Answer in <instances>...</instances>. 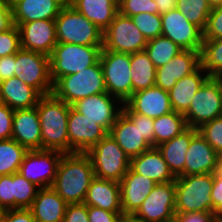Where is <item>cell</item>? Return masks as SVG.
Segmentation results:
<instances>
[{"instance_id":"39","label":"cell","mask_w":222,"mask_h":222,"mask_svg":"<svg viewBox=\"0 0 222 222\" xmlns=\"http://www.w3.org/2000/svg\"><path fill=\"white\" fill-rule=\"evenodd\" d=\"M130 18L147 41L162 35L160 14L140 13Z\"/></svg>"},{"instance_id":"13","label":"cell","mask_w":222,"mask_h":222,"mask_svg":"<svg viewBox=\"0 0 222 222\" xmlns=\"http://www.w3.org/2000/svg\"><path fill=\"white\" fill-rule=\"evenodd\" d=\"M62 156L54 150H28L18 172L39 188L52 187Z\"/></svg>"},{"instance_id":"26","label":"cell","mask_w":222,"mask_h":222,"mask_svg":"<svg viewBox=\"0 0 222 222\" xmlns=\"http://www.w3.org/2000/svg\"><path fill=\"white\" fill-rule=\"evenodd\" d=\"M67 203L52 187L40 188L29 208L36 222H63Z\"/></svg>"},{"instance_id":"53","label":"cell","mask_w":222,"mask_h":222,"mask_svg":"<svg viewBox=\"0 0 222 222\" xmlns=\"http://www.w3.org/2000/svg\"><path fill=\"white\" fill-rule=\"evenodd\" d=\"M157 5V11L160 15L176 9L177 0H154Z\"/></svg>"},{"instance_id":"41","label":"cell","mask_w":222,"mask_h":222,"mask_svg":"<svg viewBox=\"0 0 222 222\" xmlns=\"http://www.w3.org/2000/svg\"><path fill=\"white\" fill-rule=\"evenodd\" d=\"M119 13L131 17L140 13L159 14L154 0H118Z\"/></svg>"},{"instance_id":"24","label":"cell","mask_w":222,"mask_h":222,"mask_svg":"<svg viewBox=\"0 0 222 222\" xmlns=\"http://www.w3.org/2000/svg\"><path fill=\"white\" fill-rule=\"evenodd\" d=\"M83 203L111 212H123L120 182L95 177L91 181Z\"/></svg>"},{"instance_id":"56","label":"cell","mask_w":222,"mask_h":222,"mask_svg":"<svg viewBox=\"0 0 222 222\" xmlns=\"http://www.w3.org/2000/svg\"><path fill=\"white\" fill-rule=\"evenodd\" d=\"M215 173L222 178V156H220L219 160H218V165L216 168Z\"/></svg>"},{"instance_id":"4","label":"cell","mask_w":222,"mask_h":222,"mask_svg":"<svg viewBox=\"0 0 222 222\" xmlns=\"http://www.w3.org/2000/svg\"><path fill=\"white\" fill-rule=\"evenodd\" d=\"M213 173L175 177V212H212Z\"/></svg>"},{"instance_id":"57","label":"cell","mask_w":222,"mask_h":222,"mask_svg":"<svg viewBox=\"0 0 222 222\" xmlns=\"http://www.w3.org/2000/svg\"><path fill=\"white\" fill-rule=\"evenodd\" d=\"M208 3L212 8L222 6V0H208Z\"/></svg>"},{"instance_id":"14","label":"cell","mask_w":222,"mask_h":222,"mask_svg":"<svg viewBox=\"0 0 222 222\" xmlns=\"http://www.w3.org/2000/svg\"><path fill=\"white\" fill-rule=\"evenodd\" d=\"M162 36L176 43L181 50L201 51L203 31L190 23L177 9L162 14Z\"/></svg>"},{"instance_id":"31","label":"cell","mask_w":222,"mask_h":222,"mask_svg":"<svg viewBox=\"0 0 222 222\" xmlns=\"http://www.w3.org/2000/svg\"><path fill=\"white\" fill-rule=\"evenodd\" d=\"M72 7L104 32L119 13L118 0H73Z\"/></svg>"},{"instance_id":"58","label":"cell","mask_w":222,"mask_h":222,"mask_svg":"<svg viewBox=\"0 0 222 222\" xmlns=\"http://www.w3.org/2000/svg\"><path fill=\"white\" fill-rule=\"evenodd\" d=\"M215 78L220 82L221 88H222V71L218 73Z\"/></svg>"},{"instance_id":"42","label":"cell","mask_w":222,"mask_h":222,"mask_svg":"<svg viewBox=\"0 0 222 222\" xmlns=\"http://www.w3.org/2000/svg\"><path fill=\"white\" fill-rule=\"evenodd\" d=\"M21 49L20 31L17 25L0 33V58L16 54Z\"/></svg>"},{"instance_id":"8","label":"cell","mask_w":222,"mask_h":222,"mask_svg":"<svg viewBox=\"0 0 222 222\" xmlns=\"http://www.w3.org/2000/svg\"><path fill=\"white\" fill-rule=\"evenodd\" d=\"M86 154L96 178L120 182L130 167V158L109 134Z\"/></svg>"},{"instance_id":"48","label":"cell","mask_w":222,"mask_h":222,"mask_svg":"<svg viewBox=\"0 0 222 222\" xmlns=\"http://www.w3.org/2000/svg\"><path fill=\"white\" fill-rule=\"evenodd\" d=\"M63 222H89L88 206L85 203L68 204Z\"/></svg>"},{"instance_id":"23","label":"cell","mask_w":222,"mask_h":222,"mask_svg":"<svg viewBox=\"0 0 222 222\" xmlns=\"http://www.w3.org/2000/svg\"><path fill=\"white\" fill-rule=\"evenodd\" d=\"M157 183L130 168L120 181L123 213H136Z\"/></svg>"},{"instance_id":"17","label":"cell","mask_w":222,"mask_h":222,"mask_svg":"<svg viewBox=\"0 0 222 222\" xmlns=\"http://www.w3.org/2000/svg\"><path fill=\"white\" fill-rule=\"evenodd\" d=\"M123 103L109 93L91 95L75 102L72 107L90 120L110 131L122 112Z\"/></svg>"},{"instance_id":"44","label":"cell","mask_w":222,"mask_h":222,"mask_svg":"<svg viewBox=\"0 0 222 222\" xmlns=\"http://www.w3.org/2000/svg\"><path fill=\"white\" fill-rule=\"evenodd\" d=\"M219 38H222V6L212 8L203 31V40Z\"/></svg>"},{"instance_id":"34","label":"cell","mask_w":222,"mask_h":222,"mask_svg":"<svg viewBox=\"0 0 222 222\" xmlns=\"http://www.w3.org/2000/svg\"><path fill=\"white\" fill-rule=\"evenodd\" d=\"M27 152L14 139L0 141V176L17 173Z\"/></svg>"},{"instance_id":"54","label":"cell","mask_w":222,"mask_h":222,"mask_svg":"<svg viewBox=\"0 0 222 222\" xmlns=\"http://www.w3.org/2000/svg\"><path fill=\"white\" fill-rule=\"evenodd\" d=\"M119 222H150L138 216L136 213H122Z\"/></svg>"},{"instance_id":"55","label":"cell","mask_w":222,"mask_h":222,"mask_svg":"<svg viewBox=\"0 0 222 222\" xmlns=\"http://www.w3.org/2000/svg\"><path fill=\"white\" fill-rule=\"evenodd\" d=\"M56 2L61 8L72 7L73 0H53Z\"/></svg>"},{"instance_id":"47","label":"cell","mask_w":222,"mask_h":222,"mask_svg":"<svg viewBox=\"0 0 222 222\" xmlns=\"http://www.w3.org/2000/svg\"><path fill=\"white\" fill-rule=\"evenodd\" d=\"M0 222H36V220L29 208H19L1 211Z\"/></svg>"},{"instance_id":"15","label":"cell","mask_w":222,"mask_h":222,"mask_svg":"<svg viewBox=\"0 0 222 222\" xmlns=\"http://www.w3.org/2000/svg\"><path fill=\"white\" fill-rule=\"evenodd\" d=\"M69 153H87L108 132L98 123L70 107L67 123Z\"/></svg>"},{"instance_id":"45","label":"cell","mask_w":222,"mask_h":222,"mask_svg":"<svg viewBox=\"0 0 222 222\" xmlns=\"http://www.w3.org/2000/svg\"><path fill=\"white\" fill-rule=\"evenodd\" d=\"M14 109L0 103V141L12 139Z\"/></svg>"},{"instance_id":"2","label":"cell","mask_w":222,"mask_h":222,"mask_svg":"<svg viewBox=\"0 0 222 222\" xmlns=\"http://www.w3.org/2000/svg\"><path fill=\"white\" fill-rule=\"evenodd\" d=\"M108 134L130 159L154 147L153 118L132 112L124 103Z\"/></svg>"},{"instance_id":"36","label":"cell","mask_w":222,"mask_h":222,"mask_svg":"<svg viewBox=\"0 0 222 222\" xmlns=\"http://www.w3.org/2000/svg\"><path fill=\"white\" fill-rule=\"evenodd\" d=\"M176 9L179 10L190 23L204 31L212 7L209 5L208 0H177Z\"/></svg>"},{"instance_id":"21","label":"cell","mask_w":222,"mask_h":222,"mask_svg":"<svg viewBox=\"0 0 222 222\" xmlns=\"http://www.w3.org/2000/svg\"><path fill=\"white\" fill-rule=\"evenodd\" d=\"M124 104L132 112L153 119L173 111L168 91L156 86L134 92Z\"/></svg>"},{"instance_id":"33","label":"cell","mask_w":222,"mask_h":222,"mask_svg":"<svg viewBox=\"0 0 222 222\" xmlns=\"http://www.w3.org/2000/svg\"><path fill=\"white\" fill-rule=\"evenodd\" d=\"M154 147L169 141L188 128L183 114L172 111L153 119Z\"/></svg>"},{"instance_id":"43","label":"cell","mask_w":222,"mask_h":222,"mask_svg":"<svg viewBox=\"0 0 222 222\" xmlns=\"http://www.w3.org/2000/svg\"><path fill=\"white\" fill-rule=\"evenodd\" d=\"M15 209L14 173L0 176V212Z\"/></svg>"},{"instance_id":"1","label":"cell","mask_w":222,"mask_h":222,"mask_svg":"<svg viewBox=\"0 0 222 222\" xmlns=\"http://www.w3.org/2000/svg\"><path fill=\"white\" fill-rule=\"evenodd\" d=\"M93 165L86 153L63 154L52 188L67 203H83L91 181Z\"/></svg>"},{"instance_id":"5","label":"cell","mask_w":222,"mask_h":222,"mask_svg":"<svg viewBox=\"0 0 222 222\" xmlns=\"http://www.w3.org/2000/svg\"><path fill=\"white\" fill-rule=\"evenodd\" d=\"M100 61L76 74L60 77L53 84L52 93L72 106L78 100L91 95L106 93Z\"/></svg>"},{"instance_id":"19","label":"cell","mask_w":222,"mask_h":222,"mask_svg":"<svg viewBox=\"0 0 222 222\" xmlns=\"http://www.w3.org/2000/svg\"><path fill=\"white\" fill-rule=\"evenodd\" d=\"M201 66V51L182 50L170 62L156 68L155 86L169 91L176 82Z\"/></svg>"},{"instance_id":"6","label":"cell","mask_w":222,"mask_h":222,"mask_svg":"<svg viewBox=\"0 0 222 222\" xmlns=\"http://www.w3.org/2000/svg\"><path fill=\"white\" fill-rule=\"evenodd\" d=\"M103 46L57 43L50 57V76L53 84L62 76L76 74L93 66Z\"/></svg>"},{"instance_id":"25","label":"cell","mask_w":222,"mask_h":222,"mask_svg":"<svg viewBox=\"0 0 222 222\" xmlns=\"http://www.w3.org/2000/svg\"><path fill=\"white\" fill-rule=\"evenodd\" d=\"M134 173L144 175L156 183L175 181V177L169 170L162 153L157 147L143 152L130 159V167Z\"/></svg>"},{"instance_id":"51","label":"cell","mask_w":222,"mask_h":222,"mask_svg":"<svg viewBox=\"0 0 222 222\" xmlns=\"http://www.w3.org/2000/svg\"><path fill=\"white\" fill-rule=\"evenodd\" d=\"M15 63V54L0 58V81L7 80L15 76Z\"/></svg>"},{"instance_id":"37","label":"cell","mask_w":222,"mask_h":222,"mask_svg":"<svg viewBox=\"0 0 222 222\" xmlns=\"http://www.w3.org/2000/svg\"><path fill=\"white\" fill-rule=\"evenodd\" d=\"M201 66L210 77H215L222 71V38L203 40Z\"/></svg>"},{"instance_id":"11","label":"cell","mask_w":222,"mask_h":222,"mask_svg":"<svg viewBox=\"0 0 222 222\" xmlns=\"http://www.w3.org/2000/svg\"><path fill=\"white\" fill-rule=\"evenodd\" d=\"M15 77L35 88L41 95L51 94L50 57L43 53L20 49L15 54Z\"/></svg>"},{"instance_id":"20","label":"cell","mask_w":222,"mask_h":222,"mask_svg":"<svg viewBox=\"0 0 222 222\" xmlns=\"http://www.w3.org/2000/svg\"><path fill=\"white\" fill-rule=\"evenodd\" d=\"M12 139L28 150L42 149L41 125L36 106L14 110Z\"/></svg>"},{"instance_id":"18","label":"cell","mask_w":222,"mask_h":222,"mask_svg":"<svg viewBox=\"0 0 222 222\" xmlns=\"http://www.w3.org/2000/svg\"><path fill=\"white\" fill-rule=\"evenodd\" d=\"M20 31L21 48L50 56L56 46L55 20L14 23Z\"/></svg>"},{"instance_id":"50","label":"cell","mask_w":222,"mask_h":222,"mask_svg":"<svg viewBox=\"0 0 222 222\" xmlns=\"http://www.w3.org/2000/svg\"><path fill=\"white\" fill-rule=\"evenodd\" d=\"M212 212L222 217V178L213 173V186L211 190Z\"/></svg>"},{"instance_id":"7","label":"cell","mask_w":222,"mask_h":222,"mask_svg":"<svg viewBox=\"0 0 222 222\" xmlns=\"http://www.w3.org/2000/svg\"><path fill=\"white\" fill-rule=\"evenodd\" d=\"M58 43L103 46V33L73 7L61 8L55 19Z\"/></svg>"},{"instance_id":"46","label":"cell","mask_w":222,"mask_h":222,"mask_svg":"<svg viewBox=\"0 0 222 222\" xmlns=\"http://www.w3.org/2000/svg\"><path fill=\"white\" fill-rule=\"evenodd\" d=\"M213 212H175L174 222H219Z\"/></svg>"},{"instance_id":"59","label":"cell","mask_w":222,"mask_h":222,"mask_svg":"<svg viewBox=\"0 0 222 222\" xmlns=\"http://www.w3.org/2000/svg\"><path fill=\"white\" fill-rule=\"evenodd\" d=\"M6 4L11 5L12 3H14L16 0H3Z\"/></svg>"},{"instance_id":"52","label":"cell","mask_w":222,"mask_h":222,"mask_svg":"<svg viewBox=\"0 0 222 222\" xmlns=\"http://www.w3.org/2000/svg\"><path fill=\"white\" fill-rule=\"evenodd\" d=\"M14 25L12 7L0 0V33L7 31Z\"/></svg>"},{"instance_id":"38","label":"cell","mask_w":222,"mask_h":222,"mask_svg":"<svg viewBox=\"0 0 222 222\" xmlns=\"http://www.w3.org/2000/svg\"><path fill=\"white\" fill-rule=\"evenodd\" d=\"M40 188L25 179L19 172L14 173L15 209L30 208Z\"/></svg>"},{"instance_id":"22","label":"cell","mask_w":222,"mask_h":222,"mask_svg":"<svg viewBox=\"0 0 222 222\" xmlns=\"http://www.w3.org/2000/svg\"><path fill=\"white\" fill-rule=\"evenodd\" d=\"M220 155L198 132L191 140L185 154L184 175L214 173Z\"/></svg>"},{"instance_id":"10","label":"cell","mask_w":222,"mask_h":222,"mask_svg":"<svg viewBox=\"0 0 222 222\" xmlns=\"http://www.w3.org/2000/svg\"><path fill=\"white\" fill-rule=\"evenodd\" d=\"M221 116V85L215 77H209L198 89L184 117L188 127L199 129L209 121Z\"/></svg>"},{"instance_id":"32","label":"cell","mask_w":222,"mask_h":222,"mask_svg":"<svg viewBox=\"0 0 222 222\" xmlns=\"http://www.w3.org/2000/svg\"><path fill=\"white\" fill-rule=\"evenodd\" d=\"M133 93L151 88L156 83V67L144 51L130 54Z\"/></svg>"},{"instance_id":"27","label":"cell","mask_w":222,"mask_h":222,"mask_svg":"<svg viewBox=\"0 0 222 222\" xmlns=\"http://www.w3.org/2000/svg\"><path fill=\"white\" fill-rule=\"evenodd\" d=\"M210 76L200 66L196 71L178 80L171 90L168 91L173 111L185 114L198 89Z\"/></svg>"},{"instance_id":"30","label":"cell","mask_w":222,"mask_h":222,"mask_svg":"<svg viewBox=\"0 0 222 222\" xmlns=\"http://www.w3.org/2000/svg\"><path fill=\"white\" fill-rule=\"evenodd\" d=\"M11 7L13 23L55 20L61 9L53 0H16Z\"/></svg>"},{"instance_id":"35","label":"cell","mask_w":222,"mask_h":222,"mask_svg":"<svg viewBox=\"0 0 222 222\" xmlns=\"http://www.w3.org/2000/svg\"><path fill=\"white\" fill-rule=\"evenodd\" d=\"M182 50L165 36H158L148 41L145 52L156 68L170 62Z\"/></svg>"},{"instance_id":"12","label":"cell","mask_w":222,"mask_h":222,"mask_svg":"<svg viewBox=\"0 0 222 222\" xmlns=\"http://www.w3.org/2000/svg\"><path fill=\"white\" fill-rule=\"evenodd\" d=\"M147 43L132 19L118 13L103 33L102 50L133 54L144 51Z\"/></svg>"},{"instance_id":"3","label":"cell","mask_w":222,"mask_h":222,"mask_svg":"<svg viewBox=\"0 0 222 222\" xmlns=\"http://www.w3.org/2000/svg\"><path fill=\"white\" fill-rule=\"evenodd\" d=\"M70 107L53 93L40 97L36 108L40 118L42 149L69 154L67 123Z\"/></svg>"},{"instance_id":"16","label":"cell","mask_w":222,"mask_h":222,"mask_svg":"<svg viewBox=\"0 0 222 222\" xmlns=\"http://www.w3.org/2000/svg\"><path fill=\"white\" fill-rule=\"evenodd\" d=\"M136 214L150 222H174L175 181L157 183Z\"/></svg>"},{"instance_id":"9","label":"cell","mask_w":222,"mask_h":222,"mask_svg":"<svg viewBox=\"0 0 222 222\" xmlns=\"http://www.w3.org/2000/svg\"><path fill=\"white\" fill-rule=\"evenodd\" d=\"M99 61L107 93L125 103L133 94L130 54L101 50Z\"/></svg>"},{"instance_id":"49","label":"cell","mask_w":222,"mask_h":222,"mask_svg":"<svg viewBox=\"0 0 222 222\" xmlns=\"http://www.w3.org/2000/svg\"><path fill=\"white\" fill-rule=\"evenodd\" d=\"M123 212H111L95 206H88L89 222H119Z\"/></svg>"},{"instance_id":"28","label":"cell","mask_w":222,"mask_h":222,"mask_svg":"<svg viewBox=\"0 0 222 222\" xmlns=\"http://www.w3.org/2000/svg\"><path fill=\"white\" fill-rule=\"evenodd\" d=\"M42 95L17 77L1 81L0 103L11 109L35 107Z\"/></svg>"},{"instance_id":"29","label":"cell","mask_w":222,"mask_h":222,"mask_svg":"<svg viewBox=\"0 0 222 222\" xmlns=\"http://www.w3.org/2000/svg\"><path fill=\"white\" fill-rule=\"evenodd\" d=\"M197 133L198 129L188 127L181 134L157 146L174 177L184 176L185 154Z\"/></svg>"},{"instance_id":"40","label":"cell","mask_w":222,"mask_h":222,"mask_svg":"<svg viewBox=\"0 0 222 222\" xmlns=\"http://www.w3.org/2000/svg\"><path fill=\"white\" fill-rule=\"evenodd\" d=\"M198 132L222 156V116L204 124Z\"/></svg>"}]
</instances>
